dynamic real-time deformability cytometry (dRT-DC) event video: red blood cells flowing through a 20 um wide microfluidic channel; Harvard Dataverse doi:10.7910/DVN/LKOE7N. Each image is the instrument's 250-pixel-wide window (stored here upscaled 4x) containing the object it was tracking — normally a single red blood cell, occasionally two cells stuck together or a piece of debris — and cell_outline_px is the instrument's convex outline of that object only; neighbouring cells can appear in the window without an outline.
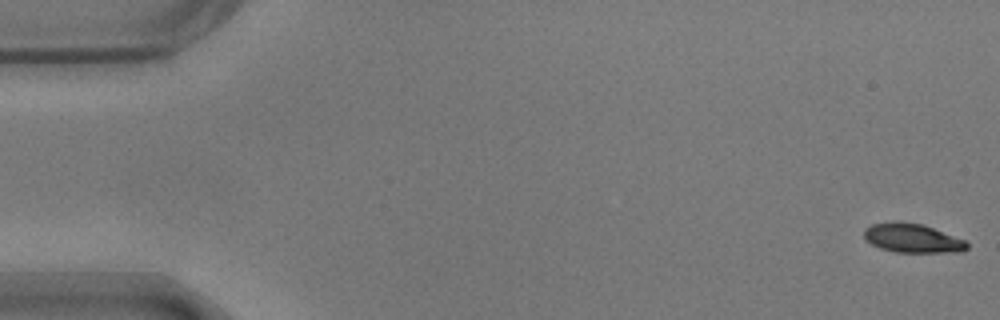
{"species": "common noctule bat (a hibernating species)", "species_latin": "Nyctalus noctula", "temperature_condition": "warm", "stored_images_in_passage": 55, "camera_frame_rate_fps": 3000, "um_per_image_px": 0.085, "animal": {"sex": "male", "body_mass_g": 17.9}, "frame": {"image": 1, "passage_image": 1, "time_ms": 0.0, "image_size_px": [1000, 320], "cell_outline_px": [[968, 248], [964, 252], [896, 252], [880, 248], [864, 240], [864, 228], [872, 224], [892, 220], [896, 220], [924, 224], [964, 240], [968, 244]], "centroid_in_image_um": [77.52, 20.23], "position_along_channel_um": 7.5, "area_um2": 17.69}}
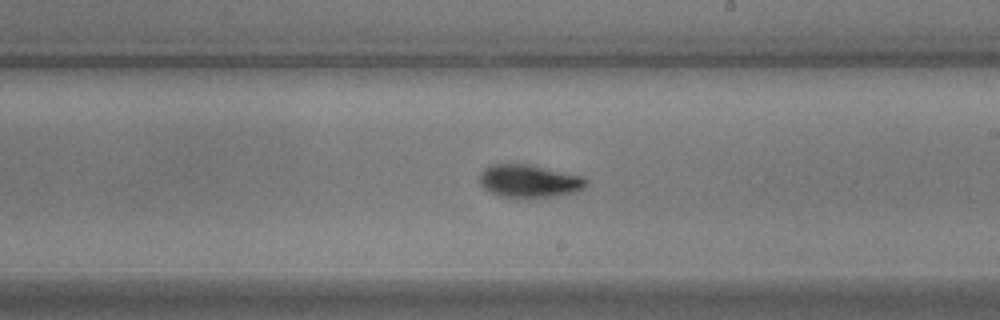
{"frame": {"image": 2, "passage_image": 32, "time_ms": 10.333, "image_size_px": [1000, 320], "cell_outline_px": [[588, 184], [584, 188], [572, 192], [552, 196], [504, 196], [492, 192], [484, 188], [480, 184], [480, 172], [484, 168], [492, 164], [528, 164], [584, 176], [588, 180]], "centroid_in_image_um": [45.0, 15.35], "position_along_channel_um": 244.0, "area_um2": 19.94}}
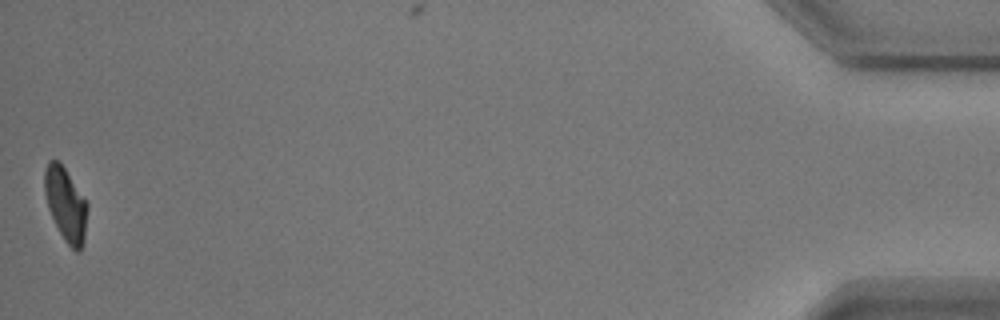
{"frame": {"image": 3, "passage_image": 55, "time_ms": 18.0, "image_size_px": [1000, 320], "cell_outline_px": [[88, 208], [84, 240], [80, 252], [76, 252], [64, 240], [48, 208], [44, 192], [44, 168], [48, 160], [56, 160], [64, 168], [88, 204]], "centroid_in_image_um": [5.58, 17.38], "position_along_channel_um": 429.6, "area_um2": 18.15}, "authors_computed_cell_mechanics": {"area_um2": 19.3052, "velocity_mm_per_s": 3.6587, "shape_relaxation_time_tau1_ms": 3.9596, "shape_relaxation_time_tau2_ms": 1.3163, "deformation_change_tau1": 0.1593, "deformation_change_tau2": 0.0551}}